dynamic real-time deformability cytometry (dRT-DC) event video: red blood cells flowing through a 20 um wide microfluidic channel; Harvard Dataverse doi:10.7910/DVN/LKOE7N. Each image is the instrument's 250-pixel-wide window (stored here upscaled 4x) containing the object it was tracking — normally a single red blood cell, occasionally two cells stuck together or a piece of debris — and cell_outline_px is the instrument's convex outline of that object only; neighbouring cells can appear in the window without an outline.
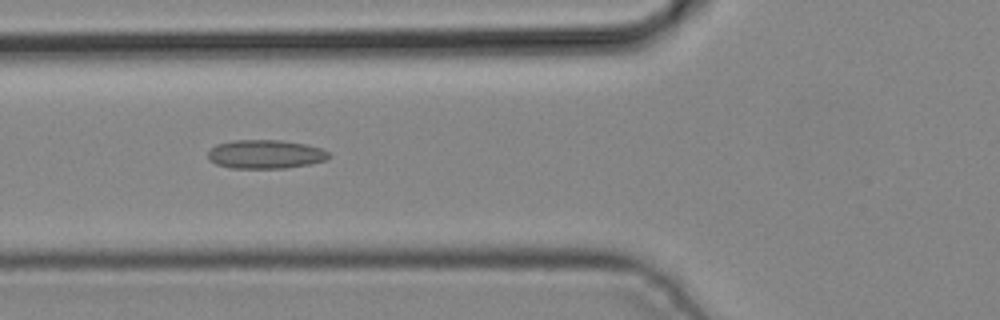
{"species": "common noctule bat (a hibernating species)", "species_latin": "Nyctalus noctula", "temperature_condition": "cold", "stored_images_in_passage": 2, "camera_frame_rate_fps": 3000, "um_per_image_px": 0.085, "animal": {"sex": "male", "body_mass_g": 19.2, "forearm_length_mm": 51.8}, "frame": {"image": 1, "passage_image": 2, "time_ms": 0.333, "image_size_px": [1000, 320], "cell_outline_px": [[332, 156], [324, 160], [308, 164], [284, 168], [232, 168], [216, 164], [208, 156], [208, 152], [216, 144], [232, 140], [280, 140], [304, 144], [320, 148], [328, 152]], "centroid_in_image_um": [22.55, 13.1], "position_along_channel_um": 103.2, "area_um2": 20.06}}